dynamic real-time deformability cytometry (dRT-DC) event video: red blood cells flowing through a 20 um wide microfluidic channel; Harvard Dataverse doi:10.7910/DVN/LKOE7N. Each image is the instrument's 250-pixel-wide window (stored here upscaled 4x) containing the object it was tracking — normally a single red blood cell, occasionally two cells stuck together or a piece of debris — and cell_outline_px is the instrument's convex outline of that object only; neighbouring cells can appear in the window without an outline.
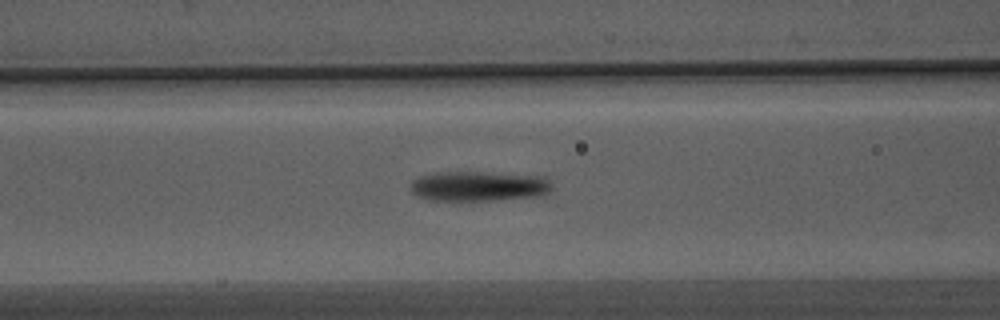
{"species": "Egyptian fruit bat (a non-hibernating species)", "species_latin": "Rousettus aegyptiacus", "temperature_condition": "warm", "stored_images_in_passage": 21, "camera_frame_rate_fps": 3000, "um_per_image_px": 0.085, "animal": {"sex": "male"}, "frame": {"image": 1, "passage_image": 7, "time_ms": 2.0, "image_size_px": [1000, 320], "cell_outline_px": [[552, 188], [544, 196], [492, 200], [428, 200], [412, 192], [408, 188], [412, 180], [416, 176], [436, 172], [476, 172], [548, 176], [552, 184]], "centroid_in_image_um": [40.71, 15.82], "position_along_channel_um": 125.9, "area_um2": 25.09}}
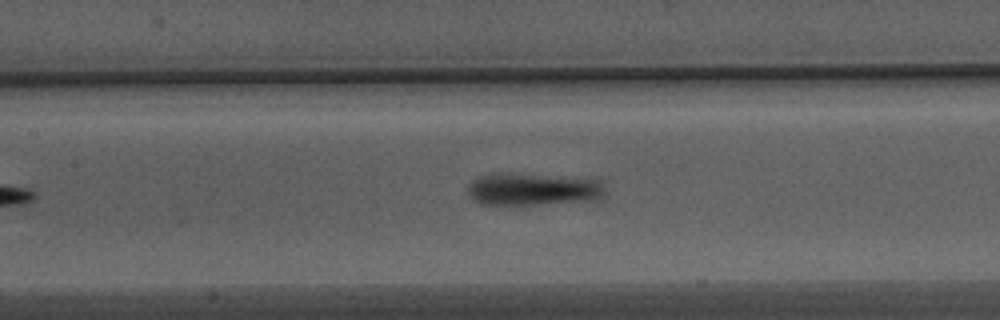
{"frame": {"image": 2, "passage_image": 10, "time_ms": 3.0, "image_size_px": [1000, 320], "cell_outline_px": [[604, 180], [600, 196], [596, 200], [540, 204], [480, 204], [472, 200], [468, 192], [468, 184], [472, 180], [480, 176], [492, 172], [500, 172], [588, 176]], "centroid_in_image_um": [45.32, 16.03], "position_along_channel_um": 162.1, "area_um2": 26.88}}
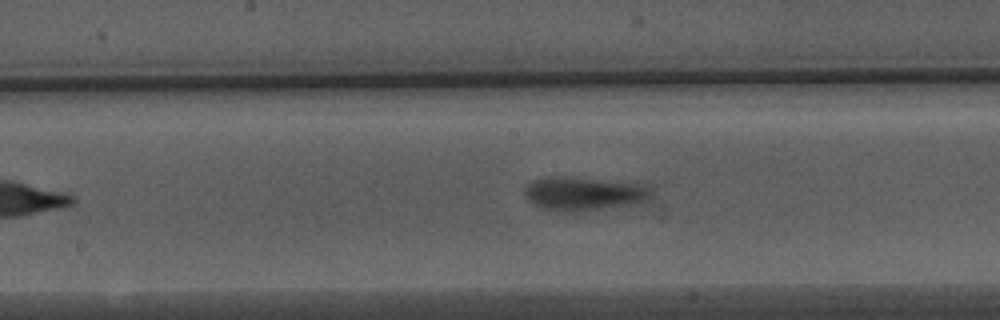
{"frame": {"image": 3, "passage_image": 13, "time_ms": 4.0, "image_size_px": [1000, 320], "cell_outline_px": [[656, 184], [652, 196], [644, 208], [576, 212], [560, 212], [540, 208], [528, 200], [524, 192], [524, 188], [532, 180], [548, 176]], "centroid_in_image_um": [49.91, 16.53], "position_along_channel_um": 198.3, "area_um2": 26.88}}